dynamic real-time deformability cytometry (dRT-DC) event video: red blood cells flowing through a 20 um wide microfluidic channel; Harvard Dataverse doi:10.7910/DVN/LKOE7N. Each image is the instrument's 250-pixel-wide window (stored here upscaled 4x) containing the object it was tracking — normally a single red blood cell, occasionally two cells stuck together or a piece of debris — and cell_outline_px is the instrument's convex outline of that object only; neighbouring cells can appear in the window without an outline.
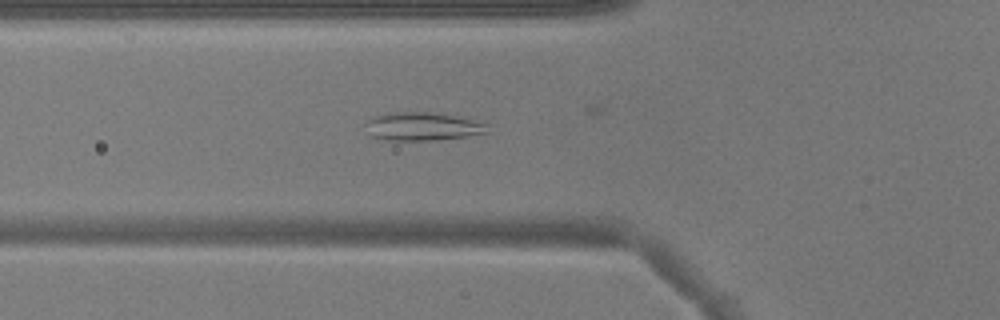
{"species": "common noctule bat (a hibernating species)", "species_latin": "Nyctalus noctula", "temperature_condition": "warm", "stored_images_in_passage": 35, "camera_frame_rate_fps": 3000, "um_per_image_px": 0.085, "animal": {"sex": "male", "body_mass_g": 17.9}, "frame": {"image": 1, "passage_image": 3, "time_ms": 0.667, "image_size_px": [1000, 320], "cell_outline_px": [[488, 132], [464, 136], [432, 140], [388, 140], [372, 136], [364, 124], [372, 116], [388, 112], [428, 112], [464, 116], [488, 124]], "centroid_in_image_um": [35.92, 10.72], "position_along_channel_um": 89.9, "area_um2": 20.17}}
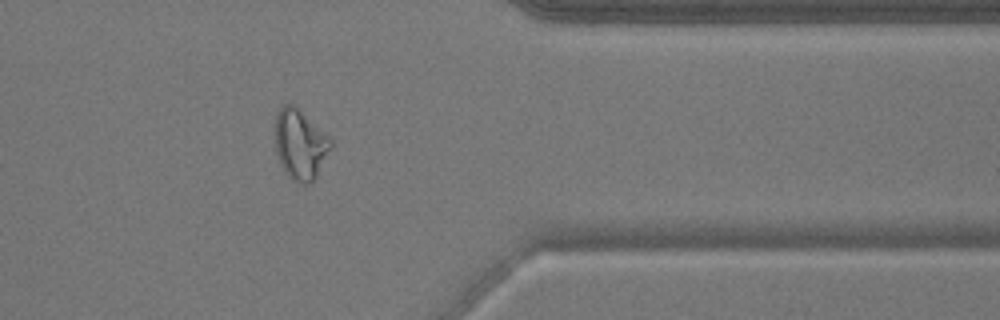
{"frame": {"image": 2, "passage_image": 26, "time_ms": 8.333, "image_size_px": [1000, 320], "cell_outline_px": [[332, 148], [316, 176], [308, 184], [300, 184], [292, 180], [284, 172], [280, 164], [276, 152], [276, 112], [284, 104], [296, 104], [332, 140]], "centroid_in_image_um": [25.51, 12.26], "position_along_channel_um": 385.9, "area_um2": 22.89}}
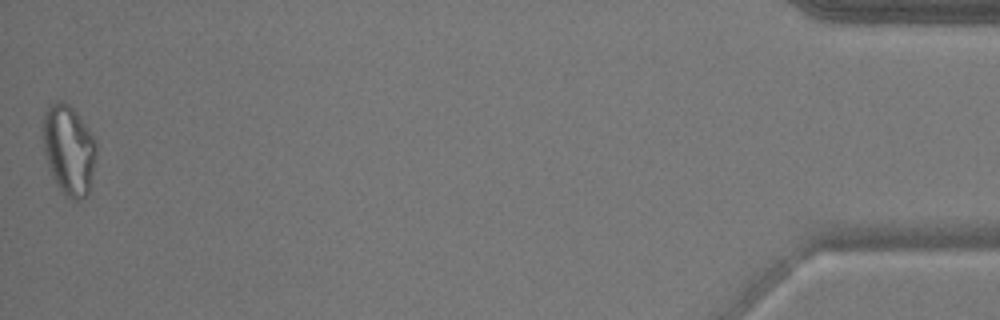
{"frame": {"image": 3, "passage_image": 35, "time_ms": 11.333, "image_size_px": [1000, 320], "cell_outline_px": [[96, 156], [88, 196], [80, 200], [76, 200], [68, 196], [56, 184], [48, 168], [44, 152], [44, 112], [48, 104], [60, 100], [64, 100], [76, 112], [96, 140]], "centroid_in_image_um": [5.85, 12.73], "position_along_channel_um": 429.3, "area_um2": 27.86}}